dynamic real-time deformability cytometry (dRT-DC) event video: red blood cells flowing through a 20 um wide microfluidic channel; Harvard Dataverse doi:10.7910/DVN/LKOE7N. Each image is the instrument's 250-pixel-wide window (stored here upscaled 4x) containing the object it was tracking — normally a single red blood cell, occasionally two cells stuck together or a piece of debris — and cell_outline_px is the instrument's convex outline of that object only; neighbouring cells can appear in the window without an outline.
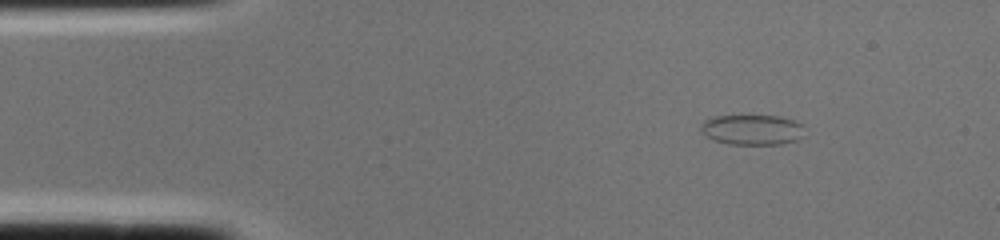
{"species": "common noctule bat (a hibernating species)", "species_latin": "Nyctalus noctula", "temperature_condition": "cold", "stored_images_in_passage": 1, "camera_frame_rate_fps": 3000, "um_per_image_px": 0.085, "animal": {"sex": "female", "body_mass_g": 22.0, "forearm_length_mm": 56.7}, "frame": {"image": 1, "passage_image": 1, "time_ms": 0.0, "image_size_px": [1000, 240], "cell_outline_px": [[804, 136], [796, 140], [780, 144], [728, 144], [712, 140], [700, 132], [700, 124], [704, 120], [712, 116], [780, 116], [804, 124]], "centroid_in_image_um": [63.91, 11.03], "position_along_channel_um": 21.1, "area_um2": 18.55}}